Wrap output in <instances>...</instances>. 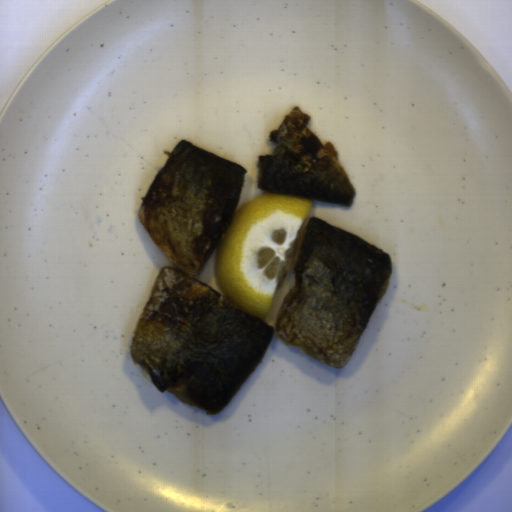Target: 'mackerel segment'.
I'll list each match as a JSON object with an SVG mask.
<instances>
[{
	"label": "mackerel segment",
	"mask_w": 512,
	"mask_h": 512,
	"mask_svg": "<svg viewBox=\"0 0 512 512\" xmlns=\"http://www.w3.org/2000/svg\"><path fill=\"white\" fill-rule=\"evenodd\" d=\"M247 169L180 139L138 212L171 262L155 278L129 353L153 385L209 414L223 411L273 335L334 370L352 355L391 278L388 253L310 217L293 252L294 285L274 326L200 275L236 212Z\"/></svg>",
	"instance_id": "mackerel-segment-1"
},
{
	"label": "mackerel segment",
	"mask_w": 512,
	"mask_h": 512,
	"mask_svg": "<svg viewBox=\"0 0 512 512\" xmlns=\"http://www.w3.org/2000/svg\"><path fill=\"white\" fill-rule=\"evenodd\" d=\"M310 114L296 106L272 130L271 154H259L258 190L339 205H351L355 190L332 143L321 145L310 130Z\"/></svg>",
	"instance_id": "mackerel-segment-2"
}]
</instances>
